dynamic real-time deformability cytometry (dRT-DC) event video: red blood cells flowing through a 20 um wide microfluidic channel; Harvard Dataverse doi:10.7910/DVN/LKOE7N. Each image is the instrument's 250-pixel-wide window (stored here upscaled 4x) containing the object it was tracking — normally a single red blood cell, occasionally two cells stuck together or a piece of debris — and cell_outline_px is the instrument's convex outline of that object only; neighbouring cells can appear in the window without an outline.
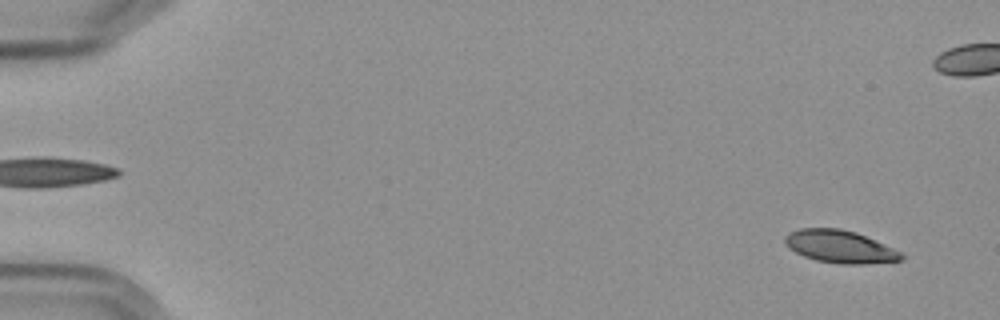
{"species": "Egyptian fruit bat (a non-hibernating species)", "species_latin": "Rousettus aegyptiacus", "temperature_condition": "cold", "stored_images_in_passage": 58, "camera_frame_rate_fps": 3000, "um_per_image_px": 0.085, "frame": {"image": 1, "passage_image": 3, "time_ms": 0.667, "image_size_px": [1000, 320], "cell_outline_px": [[904, 260], [864, 264], [840, 264], [816, 260], [804, 256], [788, 248], [784, 244], [784, 236], [788, 232], [800, 228], [840, 228], [856, 232], [884, 244], [900, 252], [904, 256]], "centroid_in_image_um": [71.36, 20.96], "position_along_channel_um": 13.6, "area_um2": 22.2}}
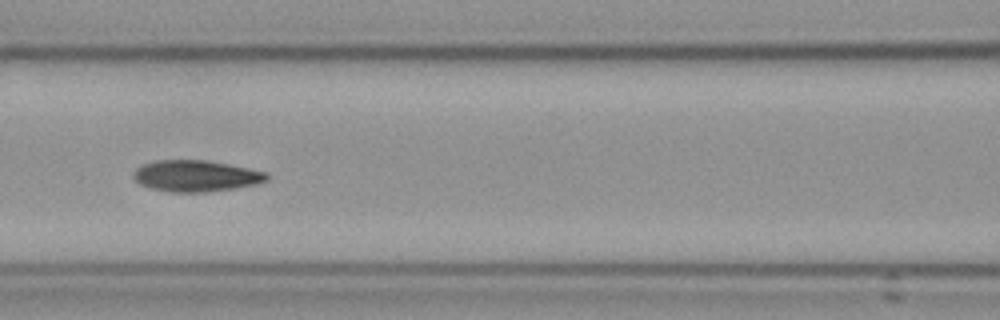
{"frame": {"image": 2, "passage_image": 26, "time_ms": 8.333, "image_size_px": [1000, 320], "cell_outline_px": [[268, 180], [256, 184], [236, 188], [204, 192], [168, 192], [148, 188], [140, 184], [132, 176], [132, 172], [136, 168], [144, 164], [156, 160], [208, 160], [268, 172]], "centroid_in_image_um": [16.64, 14.95], "position_along_channel_um": 150.0, "area_um2": 24.51}}
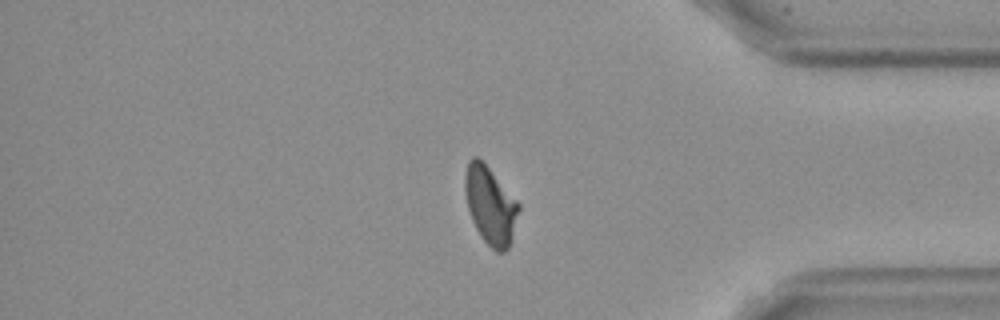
{"frame": {"image": 3, "passage_image": 48, "time_ms": 15.667, "image_size_px": [1000, 320], "cell_outline_px": [[520, 208], [512, 240], [508, 248], [504, 252], [496, 252], [480, 236], [472, 220], [468, 208], [464, 188], [464, 176], [468, 160], [472, 156], [476, 156], [488, 168], [520, 204]], "centroid_in_image_um": [41.67, 17.47], "position_along_channel_um": 393.5, "area_um2": 24.1}, "authors_computed_cell_mechanics": {"area_um2": 23.987, "velocity_mm_per_s": 3.5858, "shape_relaxation_time_tau1_ms": 10.6195, "shape_relaxation_time_tau2_ms": 2.7023, "deformation_change_tau1": 0.2195, "deformation_change_tau2": 0.087}}